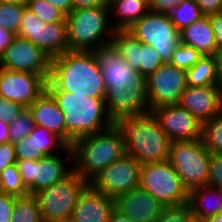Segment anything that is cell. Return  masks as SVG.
<instances>
[{
  "instance_id": "bcb514c9",
  "label": "cell",
  "mask_w": 222,
  "mask_h": 222,
  "mask_svg": "<svg viewBox=\"0 0 222 222\" xmlns=\"http://www.w3.org/2000/svg\"><path fill=\"white\" fill-rule=\"evenodd\" d=\"M72 10L78 8L108 7L105 0H71Z\"/></svg>"
},
{
  "instance_id": "e0dca14e",
  "label": "cell",
  "mask_w": 222,
  "mask_h": 222,
  "mask_svg": "<svg viewBox=\"0 0 222 222\" xmlns=\"http://www.w3.org/2000/svg\"><path fill=\"white\" fill-rule=\"evenodd\" d=\"M151 113L171 142L201 137L202 123L179 104L161 106Z\"/></svg>"
},
{
  "instance_id": "9f6ffc18",
  "label": "cell",
  "mask_w": 222,
  "mask_h": 222,
  "mask_svg": "<svg viewBox=\"0 0 222 222\" xmlns=\"http://www.w3.org/2000/svg\"><path fill=\"white\" fill-rule=\"evenodd\" d=\"M105 1H106L107 5H108L113 0H105Z\"/></svg>"
},
{
  "instance_id": "8d00e7d4",
  "label": "cell",
  "mask_w": 222,
  "mask_h": 222,
  "mask_svg": "<svg viewBox=\"0 0 222 222\" xmlns=\"http://www.w3.org/2000/svg\"><path fill=\"white\" fill-rule=\"evenodd\" d=\"M194 218L189 204L165 207L155 222H190Z\"/></svg>"
},
{
  "instance_id": "816d5d0a",
  "label": "cell",
  "mask_w": 222,
  "mask_h": 222,
  "mask_svg": "<svg viewBox=\"0 0 222 222\" xmlns=\"http://www.w3.org/2000/svg\"><path fill=\"white\" fill-rule=\"evenodd\" d=\"M107 222H133L127 216L119 213L115 209L112 211Z\"/></svg>"
},
{
  "instance_id": "f546056e",
  "label": "cell",
  "mask_w": 222,
  "mask_h": 222,
  "mask_svg": "<svg viewBox=\"0 0 222 222\" xmlns=\"http://www.w3.org/2000/svg\"><path fill=\"white\" fill-rule=\"evenodd\" d=\"M203 16L204 15L201 13L195 0H183L169 13L171 22L178 31H181L183 28L191 25Z\"/></svg>"
},
{
  "instance_id": "ba28073f",
  "label": "cell",
  "mask_w": 222,
  "mask_h": 222,
  "mask_svg": "<svg viewBox=\"0 0 222 222\" xmlns=\"http://www.w3.org/2000/svg\"><path fill=\"white\" fill-rule=\"evenodd\" d=\"M210 160L211 153L202 144L201 138L170 144L168 161L188 191L207 185Z\"/></svg>"
},
{
  "instance_id": "e575fe53",
  "label": "cell",
  "mask_w": 222,
  "mask_h": 222,
  "mask_svg": "<svg viewBox=\"0 0 222 222\" xmlns=\"http://www.w3.org/2000/svg\"><path fill=\"white\" fill-rule=\"evenodd\" d=\"M201 57L202 54L198 50L180 42L174 50L170 63L177 68L187 70L193 67Z\"/></svg>"
},
{
  "instance_id": "6f0895ef",
  "label": "cell",
  "mask_w": 222,
  "mask_h": 222,
  "mask_svg": "<svg viewBox=\"0 0 222 222\" xmlns=\"http://www.w3.org/2000/svg\"><path fill=\"white\" fill-rule=\"evenodd\" d=\"M219 190H220V193H221V196H222V187H221V188H219Z\"/></svg>"
},
{
  "instance_id": "4316f807",
  "label": "cell",
  "mask_w": 222,
  "mask_h": 222,
  "mask_svg": "<svg viewBox=\"0 0 222 222\" xmlns=\"http://www.w3.org/2000/svg\"><path fill=\"white\" fill-rule=\"evenodd\" d=\"M29 137L35 145L36 152H41L44 156L54 155L62 152L68 145L56 134L48 131L44 127L34 126ZM57 150V151H55Z\"/></svg>"
},
{
  "instance_id": "8992f818",
  "label": "cell",
  "mask_w": 222,
  "mask_h": 222,
  "mask_svg": "<svg viewBox=\"0 0 222 222\" xmlns=\"http://www.w3.org/2000/svg\"><path fill=\"white\" fill-rule=\"evenodd\" d=\"M65 21L69 50L94 51L112 41L109 7L74 9Z\"/></svg>"
},
{
  "instance_id": "f6af8a7d",
  "label": "cell",
  "mask_w": 222,
  "mask_h": 222,
  "mask_svg": "<svg viewBox=\"0 0 222 222\" xmlns=\"http://www.w3.org/2000/svg\"><path fill=\"white\" fill-rule=\"evenodd\" d=\"M218 49H222V13L208 15Z\"/></svg>"
},
{
  "instance_id": "b9f144b4",
  "label": "cell",
  "mask_w": 222,
  "mask_h": 222,
  "mask_svg": "<svg viewBox=\"0 0 222 222\" xmlns=\"http://www.w3.org/2000/svg\"><path fill=\"white\" fill-rule=\"evenodd\" d=\"M15 196L0 193V222H10L14 208Z\"/></svg>"
},
{
  "instance_id": "52a82bcc",
  "label": "cell",
  "mask_w": 222,
  "mask_h": 222,
  "mask_svg": "<svg viewBox=\"0 0 222 222\" xmlns=\"http://www.w3.org/2000/svg\"><path fill=\"white\" fill-rule=\"evenodd\" d=\"M89 186L74 170L64 179L35 193L43 222L71 219L78 197Z\"/></svg>"
},
{
  "instance_id": "277c9868",
  "label": "cell",
  "mask_w": 222,
  "mask_h": 222,
  "mask_svg": "<svg viewBox=\"0 0 222 222\" xmlns=\"http://www.w3.org/2000/svg\"><path fill=\"white\" fill-rule=\"evenodd\" d=\"M71 149L73 170L89 182L125 154L124 135L115 123L104 131L76 139Z\"/></svg>"
},
{
  "instance_id": "83f0119b",
  "label": "cell",
  "mask_w": 222,
  "mask_h": 222,
  "mask_svg": "<svg viewBox=\"0 0 222 222\" xmlns=\"http://www.w3.org/2000/svg\"><path fill=\"white\" fill-rule=\"evenodd\" d=\"M10 222H43L41 212L34 194L15 197Z\"/></svg>"
},
{
  "instance_id": "9c48e42d",
  "label": "cell",
  "mask_w": 222,
  "mask_h": 222,
  "mask_svg": "<svg viewBox=\"0 0 222 222\" xmlns=\"http://www.w3.org/2000/svg\"><path fill=\"white\" fill-rule=\"evenodd\" d=\"M139 187L151 194L165 207L189 202V191L168 160L142 164Z\"/></svg>"
},
{
  "instance_id": "8fae6325",
  "label": "cell",
  "mask_w": 222,
  "mask_h": 222,
  "mask_svg": "<svg viewBox=\"0 0 222 222\" xmlns=\"http://www.w3.org/2000/svg\"><path fill=\"white\" fill-rule=\"evenodd\" d=\"M128 32L142 44L154 47L164 63L171 61L180 43L179 31L171 22L169 14L149 11Z\"/></svg>"
},
{
  "instance_id": "5b68a950",
  "label": "cell",
  "mask_w": 222,
  "mask_h": 222,
  "mask_svg": "<svg viewBox=\"0 0 222 222\" xmlns=\"http://www.w3.org/2000/svg\"><path fill=\"white\" fill-rule=\"evenodd\" d=\"M116 124L124 135L125 154L141 165L168 160L171 140L151 112L121 119Z\"/></svg>"
},
{
  "instance_id": "db71d44e",
  "label": "cell",
  "mask_w": 222,
  "mask_h": 222,
  "mask_svg": "<svg viewBox=\"0 0 222 222\" xmlns=\"http://www.w3.org/2000/svg\"><path fill=\"white\" fill-rule=\"evenodd\" d=\"M26 0H0V3L5 4H17V3H25Z\"/></svg>"
},
{
  "instance_id": "d6a6232c",
  "label": "cell",
  "mask_w": 222,
  "mask_h": 222,
  "mask_svg": "<svg viewBox=\"0 0 222 222\" xmlns=\"http://www.w3.org/2000/svg\"><path fill=\"white\" fill-rule=\"evenodd\" d=\"M34 126L35 123L32 119V114L28 107H26L19 116L9 124V142L14 144L28 137L33 131Z\"/></svg>"
},
{
  "instance_id": "5bb4252c",
  "label": "cell",
  "mask_w": 222,
  "mask_h": 222,
  "mask_svg": "<svg viewBox=\"0 0 222 222\" xmlns=\"http://www.w3.org/2000/svg\"><path fill=\"white\" fill-rule=\"evenodd\" d=\"M140 166L132 156L124 154L94 176L89 181V186L97 192L115 198L139 187Z\"/></svg>"
},
{
  "instance_id": "d4e9b609",
  "label": "cell",
  "mask_w": 222,
  "mask_h": 222,
  "mask_svg": "<svg viewBox=\"0 0 222 222\" xmlns=\"http://www.w3.org/2000/svg\"><path fill=\"white\" fill-rule=\"evenodd\" d=\"M185 71L188 86L217 85V67L214 56H202L193 67Z\"/></svg>"
},
{
  "instance_id": "2e32d148",
  "label": "cell",
  "mask_w": 222,
  "mask_h": 222,
  "mask_svg": "<svg viewBox=\"0 0 222 222\" xmlns=\"http://www.w3.org/2000/svg\"><path fill=\"white\" fill-rule=\"evenodd\" d=\"M47 80L39 74L0 67V97L29 107L44 91Z\"/></svg>"
},
{
  "instance_id": "681fc988",
  "label": "cell",
  "mask_w": 222,
  "mask_h": 222,
  "mask_svg": "<svg viewBox=\"0 0 222 222\" xmlns=\"http://www.w3.org/2000/svg\"><path fill=\"white\" fill-rule=\"evenodd\" d=\"M217 67V85L222 90V49H219L214 55Z\"/></svg>"
},
{
  "instance_id": "d590c367",
  "label": "cell",
  "mask_w": 222,
  "mask_h": 222,
  "mask_svg": "<svg viewBox=\"0 0 222 222\" xmlns=\"http://www.w3.org/2000/svg\"><path fill=\"white\" fill-rule=\"evenodd\" d=\"M163 63L154 47L142 44V51H140V70L138 71L142 76L147 78Z\"/></svg>"
},
{
  "instance_id": "7c38bea8",
  "label": "cell",
  "mask_w": 222,
  "mask_h": 222,
  "mask_svg": "<svg viewBox=\"0 0 222 222\" xmlns=\"http://www.w3.org/2000/svg\"><path fill=\"white\" fill-rule=\"evenodd\" d=\"M18 37L43 49L51 58L69 50L66 22L44 23L28 8L24 9Z\"/></svg>"
},
{
  "instance_id": "7dc6e473",
  "label": "cell",
  "mask_w": 222,
  "mask_h": 222,
  "mask_svg": "<svg viewBox=\"0 0 222 222\" xmlns=\"http://www.w3.org/2000/svg\"><path fill=\"white\" fill-rule=\"evenodd\" d=\"M15 37L16 35L14 33L0 27V58L4 50L12 43Z\"/></svg>"
},
{
  "instance_id": "d6986e66",
  "label": "cell",
  "mask_w": 222,
  "mask_h": 222,
  "mask_svg": "<svg viewBox=\"0 0 222 222\" xmlns=\"http://www.w3.org/2000/svg\"><path fill=\"white\" fill-rule=\"evenodd\" d=\"M178 104L203 123L222 112V90L218 85L187 86Z\"/></svg>"
},
{
  "instance_id": "ee69618b",
  "label": "cell",
  "mask_w": 222,
  "mask_h": 222,
  "mask_svg": "<svg viewBox=\"0 0 222 222\" xmlns=\"http://www.w3.org/2000/svg\"><path fill=\"white\" fill-rule=\"evenodd\" d=\"M203 15L222 13V0H195Z\"/></svg>"
},
{
  "instance_id": "ffe728a7",
  "label": "cell",
  "mask_w": 222,
  "mask_h": 222,
  "mask_svg": "<svg viewBox=\"0 0 222 222\" xmlns=\"http://www.w3.org/2000/svg\"><path fill=\"white\" fill-rule=\"evenodd\" d=\"M114 210V198L88 186L78 197L71 216L72 222H107Z\"/></svg>"
},
{
  "instance_id": "4fadbf2b",
  "label": "cell",
  "mask_w": 222,
  "mask_h": 222,
  "mask_svg": "<svg viewBox=\"0 0 222 222\" xmlns=\"http://www.w3.org/2000/svg\"><path fill=\"white\" fill-rule=\"evenodd\" d=\"M187 86L184 69L177 68L170 62L163 63L146 78L149 112L161 106L178 104Z\"/></svg>"
},
{
  "instance_id": "c3c4849f",
  "label": "cell",
  "mask_w": 222,
  "mask_h": 222,
  "mask_svg": "<svg viewBox=\"0 0 222 222\" xmlns=\"http://www.w3.org/2000/svg\"><path fill=\"white\" fill-rule=\"evenodd\" d=\"M48 3L54 5L62 12L65 16H67L72 11V3L71 0H46Z\"/></svg>"
},
{
  "instance_id": "ab89813d",
  "label": "cell",
  "mask_w": 222,
  "mask_h": 222,
  "mask_svg": "<svg viewBox=\"0 0 222 222\" xmlns=\"http://www.w3.org/2000/svg\"><path fill=\"white\" fill-rule=\"evenodd\" d=\"M207 185L215 188L222 187V154H211Z\"/></svg>"
},
{
  "instance_id": "603a6c76",
  "label": "cell",
  "mask_w": 222,
  "mask_h": 222,
  "mask_svg": "<svg viewBox=\"0 0 222 222\" xmlns=\"http://www.w3.org/2000/svg\"><path fill=\"white\" fill-rule=\"evenodd\" d=\"M188 204L194 218L204 220L222 211V196L219 188L201 186L189 191Z\"/></svg>"
},
{
  "instance_id": "ac0fdd59",
  "label": "cell",
  "mask_w": 222,
  "mask_h": 222,
  "mask_svg": "<svg viewBox=\"0 0 222 222\" xmlns=\"http://www.w3.org/2000/svg\"><path fill=\"white\" fill-rule=\"evenodd\" d=\"M114 209L133 222H155L165 206L138 187L115 197Z\"/></svg>"
},
{
  "instance_id": "11a10c76",
  "label": "cell",
  "mask_w": 222,
  "mask_h": 222,
  "mask_svg": "<svg viewBox=\"0 0 222 222\" xmlns=\"http://www.w3.org/2000/svg\"><path fill=\"white\" fill-rule=\"evenodd\" d=\"M190 222H203V220L193 218Z\"/></svg>"
},
{
  "instance_id": "9a60e30c",
  "label": "cell",
  "mask_w": 222,
  "mask_h": 222,
  "mask_svg": "<svg viewBox=\"0 0 222 222\" xmlns=\"http://www.w3.org/2000/svg\"><path fill=\"white\" fill-rule=\"evenodd\" d=\"M52 58L27 39L16 36L4 50L0 67L14 71L30 72L49 78Z\"/></svg>"
},
{
  "instance_id": "7402d4cb",
  "label": "cell",
  "mask_w": 222,
  "mask_h": 222,
  "mask_svg": "<svg viewBox=\"0 0 222 222\" xmlns=\"http://www.w3.org/2000/svg\"><path fill=\"white\" fill-rule=\"evenodd\" d=\"M180 42L198 50L202 56H214L219 50L209 16H203L179 31Z\"/></svg>"
},
{
  "instance_id": "6da1fadb",
  "label": "cell",
  "mask_w": 222,
  "mask_h": 222,
  "mask_svg": "<svg viewBox=\"0 0 222 222\" xmlns=\"http://www.w3.org/2000/svg\"><path fill=\"white\" fill-rule=\"evenodd\" d=\"M105 85L106 109L114 121L149 113L146 78L121 56L113 41L94 51Z\"/></svg>"
},
{
  "instance_id": "60d3db41",
  "label": "cell",
  "mask_w": 222,
  "mask_h": 222,
  "mask_svg": "<svg viewBox=\"0 0 222 222\" xmlns=\"http://www.w3.org/2000/svg\"><path fill=\"white\" fill-rule=\"evenodd\" d=\"M17 161L14 144L11 142L0 144V173Z\"/></svg>"
},
{
  "instance_id": "1f68e13d",
  "label": "cell",
  "mask_w": 222,
  "mask_h": 222,
  "mask_svg": "<svg viewBox=\"0 0 222 222\" xmlns=\"http://www.w3.org/2000/svg\"><path fill=\"white\" fill-rule=\"evenodd\" d=\"M25 8L26 3H0V27L17 35Z\"/></svg>"
},
{
  "instance_id": "f1b7e54d",
  "label": "cell",
  "mask_w": 222,
  "mask_h": 222,
  "mask_svg": "<svg viewBox=\"0 0 222 222\" xmlns=\"http://www.w3.org/2000/svg\"><path fill=\"white\" fill-rule=\"evenodd\" d=\"M200 138L211 154H222V112L202 123Z\"/></svg>"
},
{
  "instance_id": "7bdbcfd3",
  "label": "cell",
  "mask_w": 222,
  "mask_h": 222,
  "mask_svg": "<svg viewBox=\"0 0 222 222\" xmlns=\"http://www.w3.org/2000/svg\"><path fill=\"white\" fill-rule=\"evenodd\" d=\"M149 11L169 14L171 10L177 7L183 0H148Z\"/></svg>"
},
{
  "instance_id": "30bf717a",
  "label": "cell",
  "mask_w": 222,
  "mask_h": 222,
  "mask_svg": "<svg viewBox=\"0 0 222 222\" xmlns=\"http://www.w3.org/2000/svg\"><path fill=\"white\" fill-rule=\"evenodd\" d=\"M64 157L68 158L71 166ZM71 162L72 149L71 146H67L60 153L44 156L39 160H17L15 164L23 184L30 194H35L68 176L73 171Z\"/></svg>"
},
{
  "instance_id": "484cf974",
  "label": "cell",
  "mask_w": 222,
  "mask_h": 222,
  "mask_svg": "<svg viewBox=\"0 0 222 222\" xmlns=\"http://www.w3.org/2000/svg\"><path fill=\"white\" fill-rule=\"evenodd\" d=\"M112 41L122 58L136 71L140 70L142 43L128 31H114Z\"/></svg>"
},
{
  "instance_id": "44dd1931",
  "label": "cell",
  "mask_w": 222,
  "mask_h": 222,
  "mask_svg": "<svg viewBox=\"0 0 222 222\" xmlns=\"http://www.w3.org/2000/svg\"><path fill=\"white\" fill-rule=\"evenodd\" d=\"M36 126L44 127L67 144L65 115L53 96L46 90L29 107Z\"/></svg>"
},
{
  "instance_id": "74e56055",
  "label": "cell",
  "mask_w": 222,
  "mask_h": 222,
  "mask_svg": "<svg viewBox=\"0 0 222 222\" xmlns=\"http://www.w3.org/2000/svg\"><path fill=\"white\" fill-rule=\"evenodd\" d=\"M14 147L17 160H39L44 157L41 152H36L35 145L29 136L14 143Z\"/></svg>"
},
{
  "instance_id": "f907efd6",
  "label": "cell",
  "mask_w": 222,
  "mask_h": 222,
  "mask_svg": "<svg viewBox=\"0 0 222 222\" xmlns=\"http://www.w3.org/2000/svg\"><path fill=\"white\" fill-rule=\"evenodd\" d=\"M9 142V124L0 120V144Z\"/></svg>"
},
{
  "instance_id": "680465c9",
  "label": "cell",
  "mask_w": 222,
  "mask_h": 222,
  "mask_svg": "<svg viewBox=\"0 0 222 222\" xmlns=\"http://www.w3.org/2000/svg\"><path fill=\"white\" fill-rule=\"evenodd\" d=\"M60 222H72L71 220H67V221H60Z\"/></svg>"
},
{
  "instance_id": "f35d334b",
  "label": "cell",
  "mask_w": 222,
  "mask_h": 222,
  "mask_svg": "<svg viewBox=\"0 0 222 222\" xmlns=\"http://www.w3.org/2000/svg\"><path fill=\"white\" fill-rule=\"evenodd\" d=\"M25 108L26 107L18 102L0 97V120L10 124Z\"/></svg>"
},
{
  "instance_id": "7a4b0ae2",
  "label": "cell",
  "mask_w": 222,
  "mask_h": 222,
  "mask_svg": "<svg viewBox=\"0 0 222 222\" xmlns=\"http://www.w3.org/2000/svg\"><path fill=\"white\" fill-rule=\"evenodd\" d=\"M46 90L105 98L104 79L95 53L68 50L53 57Z\"/></svg>"
},
{
  "instance_id": "3957f363",
  "label": "cell",
  "mask_w": 222,
  "mask_h": 222,
  "mask_svg": "<svg viewBox=\"0 0 222 222\" xmlns=\"http://www.w3.org/2000/svg\"><path fill=\"white\" fill-rule=\"evenodd\" d=\"M65 115L67 145L81 137L95 134L112 127L105 98H96L67 91H48Z\"/></svg>"
},
{
  "instance_id": "836d02e7",
  "label": "cell",
  "mask_w": 222,
  "mask_h": 222,
  "mask_svg": "<svg viewBox=\"0 0 222 222\" xmlns=\"http://www.w3.org/2000/svg\"><path fill=\"white\" fill-rule=\"evenodd\" d=\"M26 8L35 13L44 23L66 22L65 15L46 0H26Z\"/></svg>"
},
{
  "instance_id": "cb8c5ba5",
  "label": "cell",
  "mask_w": 222,
  "mask_h": 222,
  "mask_svg": "<svg viewBox=\"0 0 222 222\" xmlns=\"http://www.w3.org/2000/svg\"><path fill=\"white\" fill-rule=\"evenodd\" d=\"M110 18L115 14L117 22L110 23L114 31H128L149 12L148 0H113L108 4Z\"/></svg>"
},
{
  "instance_id": "4dcf8cb0",
  "label": "cell",
  "mask_w": 222,
  "mask_h": 222,
  "mask_svg": "<svg viewBox=\"0 0 222 222\" xmlns=\"http://www.w3.org/2000/svg\"><path fill=\"white\" fill-rule=\"evenodd\" d=\"M0 193H5L15 197L29 194V191L23 184L16 164L7 166L0 173Z\"/></svg>"
},
{
  "instance_id": "f5cc1de1",
  "label": "cell",
  "mask_w": 222,
  "mask_h": 222,
  "mask_svg": "<svg viewBox=\"0 0 222 222\" xmlns=\"http://www.w3.org/2000/svg\"><path fill=\"white\" fill-rule=\"evenodd\" d=\"M203 222H222V211L215 216L204 219Z\"/></svg>"
}]
</instances>
